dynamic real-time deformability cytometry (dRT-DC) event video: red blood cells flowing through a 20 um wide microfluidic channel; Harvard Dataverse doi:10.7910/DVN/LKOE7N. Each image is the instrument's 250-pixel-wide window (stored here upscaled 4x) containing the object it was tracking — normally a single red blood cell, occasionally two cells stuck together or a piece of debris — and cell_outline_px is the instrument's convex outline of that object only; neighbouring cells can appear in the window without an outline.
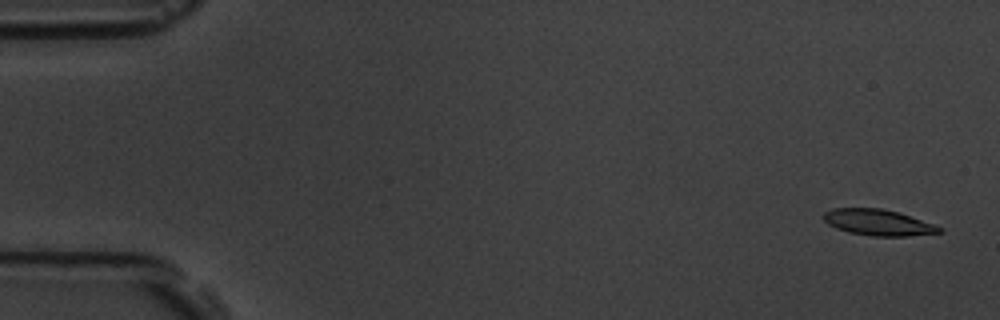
{"species": "common noctule bat (a hibernating species)", "species_latin": "Nyctalus noctula", "temperature_condition": "room temperature", "stored_images_in_passage": 56, "camera_frame_rate_fps": 3000, "um_per_image_px": 0.085, "animal": {"sex": "male", "body_mass_g": 19.5, "forearm_length_mm": 54.6}, "frame": {"image": 1, "passage_image": 2, "time_ms": 0.333, "image_size_px": [1000, 320], "cell_outline_px": [[944, 232], [908, 236], [872, 236], [848, 232], [836, 228], [828, 224], [820, 216], [824, 212], [832, 208], [880, 208], [900, 212], [944, 228]], "centroid_in_image_um": [74.63, 18.9], "position_along_channel_um": 10.4, "area_um2": 17.8}}
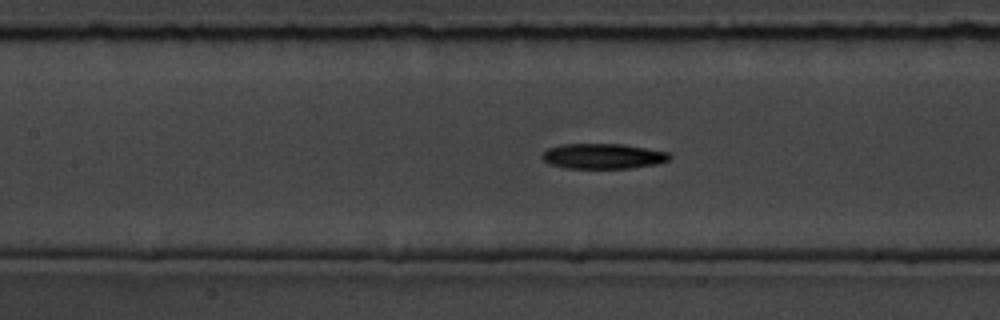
{"frame": {"image": 2, "passage_image": 25, "time_ms": 8.0, "image_size_px": [1000, 320], "cell_outline_px": [[672, 156], [668, 160], [656, 164], [628, 168], [564, 168], [552, 164], [544, 160], [540, 156], [548, 148], [560, 144], [624, 144], [668, 152]], "centroid_in_image_um": [51.25, 13.27], "position_along_channel_um": 156.2, "area_um2": 18.67}}
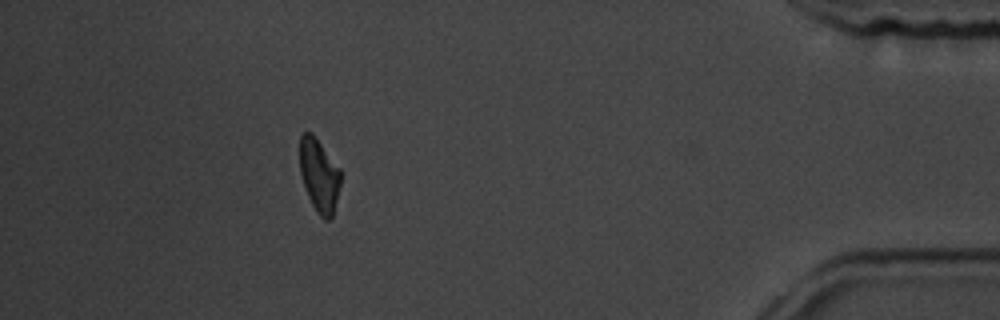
{"frame": {"image": 3, "passage_image": 50, "time_ms": 16.333, "image_size_px": [1000, 320], "cell_outline_px": [[340, 184], [332, 216], [328, 220], [324, 220], [316, 212], [308, 196], [300, 172], [300, 136], [304, 132], [312, 132], [340, 168]], "centroid_in_image_um": [27.12, 14.88], "position_along_channel_um": 408.1, "area_um2": 17.28}, "authors_computed_cell_mechanics": {"area_um2": 18.1492, "velocity_mm_per_s": 3.6748, "shape_relaxation_time_tau1_ms": 3.2494, "shape_relaxation_time_tau2_ms": 5.7503, "deformation_change_tau1": 0.1136, "deformation_change_tau2": 0.15}}